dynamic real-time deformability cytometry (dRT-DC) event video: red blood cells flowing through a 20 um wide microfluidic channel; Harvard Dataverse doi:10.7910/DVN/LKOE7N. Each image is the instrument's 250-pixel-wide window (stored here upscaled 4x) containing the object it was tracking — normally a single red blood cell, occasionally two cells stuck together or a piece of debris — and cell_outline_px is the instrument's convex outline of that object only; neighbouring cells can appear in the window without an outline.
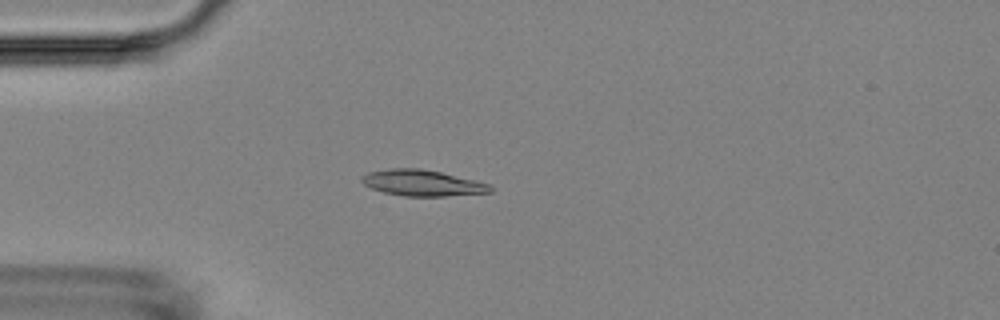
{"species": "Egyptian fruit bat (a non-hibernating species)", "species_latin": "Rousettus aegyptiacus", "temperature_condition": "room temperature", "stored_images_in_passage": 4, "camera_frame_rate_fps": 3000, "um_per_image_px": 0.085, "animal": {"sex": "female"}, "frame": {"image": 1, "passage_image": 3, "time_ms": 2.333, "image_size_px": [1000, 320], "cell_outline_px": [[492, 192], [444, 196], [404, 196], [384, 192], [372, 188], [364, 184], [360, 180], [360, 176], [368, 172], [392, 168], [420, 168], [440, 172], [488, 184], [492, 188]], "centroid_in_image_um": [35.84, 15.55], "position_along_channel_um": 49.2, "area_um2": 19.25}}